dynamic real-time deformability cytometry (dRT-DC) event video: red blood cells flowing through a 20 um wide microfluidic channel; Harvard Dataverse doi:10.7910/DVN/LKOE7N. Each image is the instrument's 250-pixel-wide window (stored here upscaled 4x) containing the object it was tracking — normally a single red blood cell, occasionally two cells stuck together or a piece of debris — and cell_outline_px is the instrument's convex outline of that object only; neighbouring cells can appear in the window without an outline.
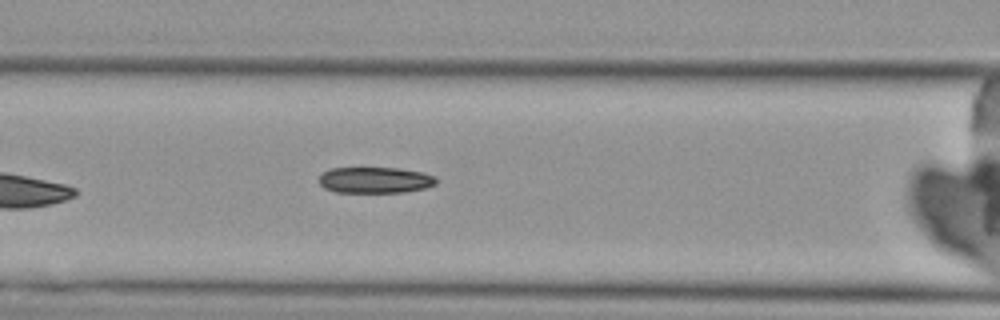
{"species": "Egyptian fruit bat (a non-hibernating species)", "species_latin": "Rousettus aegyptiacus", "temperature_condition": "cold", "stored_images_in_passage": 7, "camera_frame_rate_fps": 3000, "um_per_image_px": 0.085, "animal": {"sex": "female"}, "frame": {"image": 1, "passage_image": 7, "time_ms": 7.333, "image_size_px": [1000, 320], "cell_outline_px": [[436, 184], [424, 188], [404, 192], [336, 192], [324, 188], [320, 184], [320, 176], [328, 168], [400, 168], [424, 172], [436, 176]], "centroid_in_image_um": [31.9, 15.3], "position_along_channel_um": 134.7, "area_um2": 17.86}}